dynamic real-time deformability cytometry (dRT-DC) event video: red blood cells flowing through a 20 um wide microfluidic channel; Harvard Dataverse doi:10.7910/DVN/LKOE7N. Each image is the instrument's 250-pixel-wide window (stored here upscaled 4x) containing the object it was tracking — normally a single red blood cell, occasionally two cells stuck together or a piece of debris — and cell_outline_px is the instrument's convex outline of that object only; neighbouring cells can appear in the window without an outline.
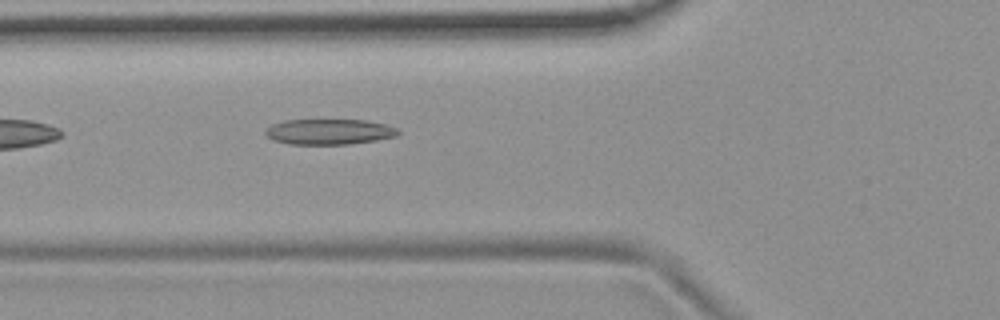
{"species": "common noctule bat (a hibernating species)", "species_latin": "Nyctalus noctula", "temperature_condition": "room temperature", "stored_images_in_passage": 6, "camera_frame_rate_fps": 3000, "um_per_image_px": 0.085, "animal": {"sex": "female", "body_mass_g": 19.9}, "frame": {"image": 1, "passage_image": 6, "time_ms": 5.667, "image_size_px": [1000, 320], "cell_outline_px": [[400, 132], [396, 136], [376, 140], [348, 144], [288, 144], [272, 140], [264, 132], [272, 124], [284, 120], [368, 120], [384, 124], [396, 128]], "centroid_in_image_um": [27.96, 11.2], "position_along_channel_um": 97.8, "area_um2": 19.65}}